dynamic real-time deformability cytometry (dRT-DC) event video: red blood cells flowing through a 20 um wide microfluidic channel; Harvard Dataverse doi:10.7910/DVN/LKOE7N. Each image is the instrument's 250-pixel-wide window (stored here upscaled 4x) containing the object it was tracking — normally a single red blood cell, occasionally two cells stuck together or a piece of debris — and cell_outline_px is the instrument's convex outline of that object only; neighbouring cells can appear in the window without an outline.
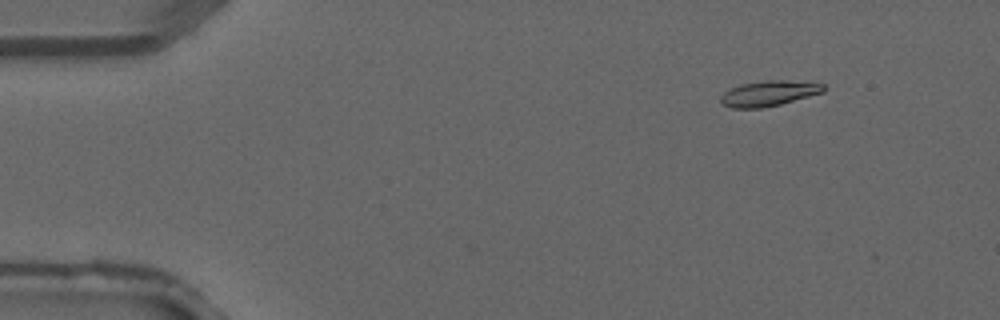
{"species": "common noctule bat (a hibernating species)", "species_latin": "Nyctalus noctula", "temperature_condition": "warm", "stored_images_in_passage": 2, "camera_frame_rate_fps": 3000, "um_per_image_px": 0.085, "animal": {"sex": "male", "forearm_length_mm": 52.5}, "frame": {"image": 1, "passage_image": 1, "time_ms": 0.0, "image_size_px": [1000, 320], "cell_outline_px": [[824, 92], [780, 104], [760, 108], [732, 108], [724, 104], [720, 100], [720, 96], [724, 92], [740, 84], [764, 80], [784, 80], [824, 84]], "centroid_in_image_um": [65.33, 7.93], "position_along_channel_um": 19.7, "area_um2": 15.03}}